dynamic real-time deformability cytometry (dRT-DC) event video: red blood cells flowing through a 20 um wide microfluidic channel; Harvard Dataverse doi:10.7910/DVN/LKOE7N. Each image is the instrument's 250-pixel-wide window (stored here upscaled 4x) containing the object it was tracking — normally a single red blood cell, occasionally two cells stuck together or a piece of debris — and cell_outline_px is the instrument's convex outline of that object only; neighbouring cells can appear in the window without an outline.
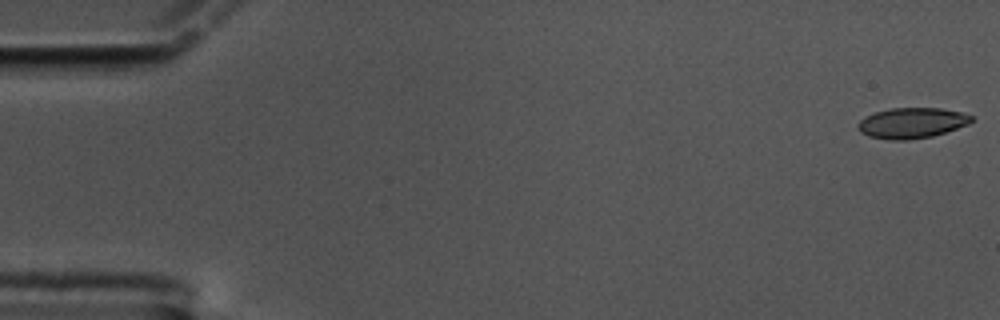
{"species": "common noctule bat (a hibernating species)", "species_latin": "Nyctalus noctula", "temperature_condition": "cold", "stored_images_in_passage": 60, "camera_frame_rate_fps": 3000, "um_per_image_px": 0.085, "animal": {"sex": "male", "body_mass_g": 17.5, "forearm_length_mm": 52.3}, "frame": {"image": 1, "passage_image": 1, "time_ms": 0.0, "image_size_px": [1000, 320], "cell_outline_px": [[972, 120], [968, 124], [932, 136], [908, 140], [892, 140], [868, 136], [860, 132], [856, 128], [856, 124], [860, 120], [876, 112], [888, 108], [940, 108], [964, 112], [972, 116]], "centroid_in_image_um": [77.48, 10.45], "position_along_channel_um": 7.5, "area_um2": 20.17}}
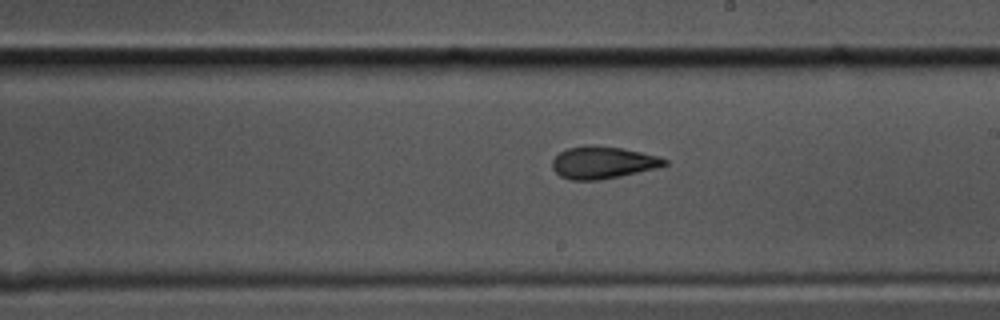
{"frame": {"image": 2, "passage_image": 34, "time_ms": 11.0, "image_size_px": [1000, 320], "cell_outline_px": [[668, 164], [656, 168], [620, 176], [600, 180], [572, 180], [560, 176], [552, 168], [552, 160], [560, 152], [568, 148], [584, 144], [592, 144], [620, 148], [660, 156], [668, 160]], "centroid_in_image_um": [51.23, 13.8], "position_along_channel_um": 237.8, "area_um2": 21.15}}
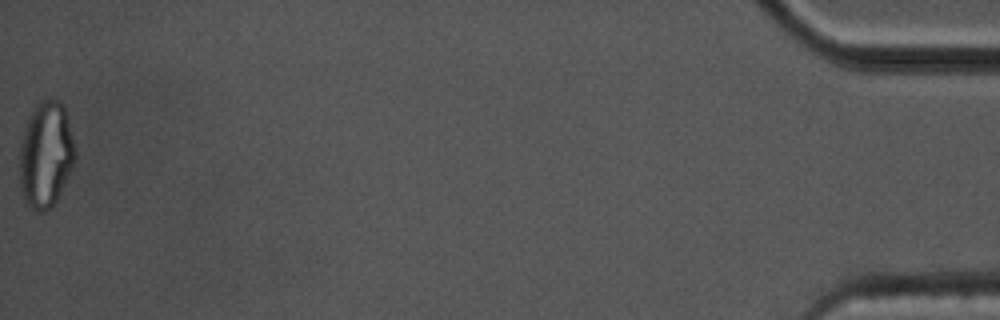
{"frame": {"image": 3, "passage_image": 60, "time_ms": 19.667, "image_size_px": [1000, 320], "cell_outline_px": [[76, 160], [56, 200], [44, 212], [36, 212], [24, 204], [20, 188], [20, 144], [24, 124], [28, 116], [36, 104], [40, 100], [56, 100], [64, 104], [76, 152]], "centroid_in_image_um": [3.87, 13.15], "position_along_channel_um": 431.3, "area_um2": 34.62}, "authors_computed_cell_mechanics": {"area_um2": 21.2126, "velocity_mm_per_s": 3.3677, "shape_relaxation_time_tau1_ms": null, "shape_relaxation_time_tau2_ms": 3.109, "deformation_change_tau1": null, "deformation_change_tau2": 0.0816}}